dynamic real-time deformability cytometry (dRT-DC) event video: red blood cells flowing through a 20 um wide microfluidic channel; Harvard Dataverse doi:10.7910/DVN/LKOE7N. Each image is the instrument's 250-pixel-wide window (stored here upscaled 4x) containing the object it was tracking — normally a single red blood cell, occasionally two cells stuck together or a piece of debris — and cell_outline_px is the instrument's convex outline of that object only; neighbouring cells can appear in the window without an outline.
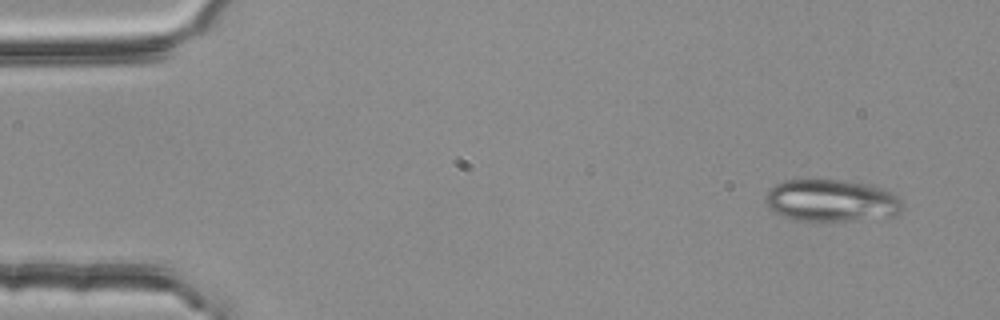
{"species": "common noctule bat (a hibernating species)", "species_latin": "Nyctalus noctula", "temperature_condition": "room temperature", "stored_images_in_passage": 3, "segment_of_instrument_passage": [2, 2], "camera_frame_rate_fps": 3000, "um_per_image_px": 0.085, "animal": {"sex": "female", "body_mass_g": 25.1}, "frame": {"image": 1, "passage_image": 3, "time_ms": 0.667, "image_size_px": [1000, 320], "cell_outline_px": [[900, 212], [896, 216], [848, 220], [792, 220], [772, 212], [764, 204], [764, 196], [768, 188], [784, 180], [840, 180], [868, 184], [884, 188], [892, 192], [900, 200]], "centroid_in_image_um": [70.59, 17.04], "position_along_channel_um": 14.4, "area_um2": 33.76}}